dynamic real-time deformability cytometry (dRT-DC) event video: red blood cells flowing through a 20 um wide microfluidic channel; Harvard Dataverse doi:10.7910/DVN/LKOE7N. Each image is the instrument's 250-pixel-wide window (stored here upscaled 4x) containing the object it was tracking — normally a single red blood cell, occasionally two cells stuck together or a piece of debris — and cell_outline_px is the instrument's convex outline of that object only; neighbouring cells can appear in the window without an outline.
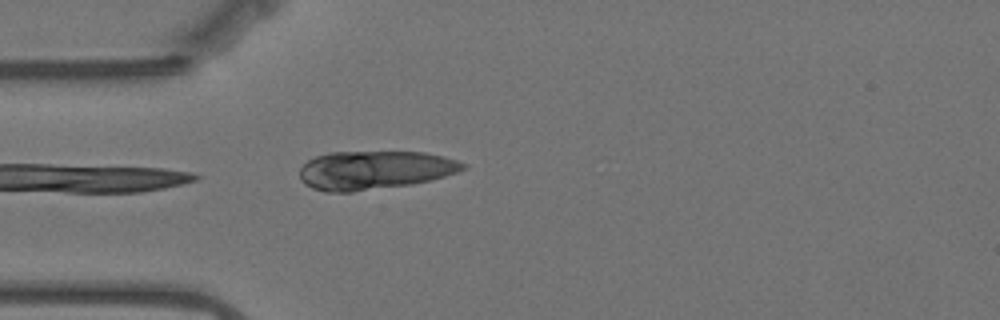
{"species": "Egyptian fruit bat (a non-hibernating species)", "species_latin": "Rousettus aegyptiacus", "temperature_condition": "warm", "stored_images_in_passage": 9, "camera_frame_rate_fps": 3000, "um_per_image_px": 0.085, "animal": {"sex": "female"}, "frame": {"image": 1, "passage_image": 1, "time_ms": 0.0, "image_size_px": [1000, 320], "cell_outline_px": [[468, 168], [444, 176], [412, 184], [352, 192], [324, 192], [312, 188], [304, 184], [300, 180], [300, 168], [308, 160], [316, 156], [332, 152], [424, 152], [444, 156], [468, 164]], "centroid_in_image_um": [31.82, 14.46], "position_along_channel_um": 53.2, "area_um2": 36.82}}